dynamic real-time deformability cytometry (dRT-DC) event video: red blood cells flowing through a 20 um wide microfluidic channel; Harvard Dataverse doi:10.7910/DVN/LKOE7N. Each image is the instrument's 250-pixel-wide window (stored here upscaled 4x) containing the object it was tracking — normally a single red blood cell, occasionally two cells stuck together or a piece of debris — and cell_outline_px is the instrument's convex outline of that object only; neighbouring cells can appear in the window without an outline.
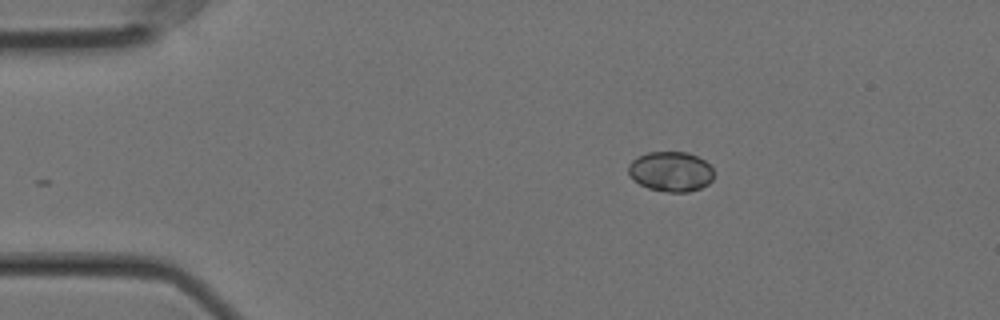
{"species": "Egyptian fruit bat (a non-hibernating species)", "species_latin": "Rousettus aegyptiacus", "temperature_condition": "cold", "stored_images_in_passage": 35, "camera_frame_rate_fps": 3000, "um_per_image_px": 0.085, "animal": {"sex": "female"}, "frame": {"image": 1, "passage_image": 1, "time_ms": 0.0, "image_size_px": [1000, 320], "cell_outline_px": [[712, 180], [708, 184], [700, 188], [688, 192], [668, 192], [648, 188], [632, 180], [628, 172], [628, 164], [632, 160], [648, 152], [688, 152], [704, 160], [712, 168]], "centroid_in_image_um": [57.0, 14.58], "position_along_channel_um": 28.0, "area_um2": 19.88}}
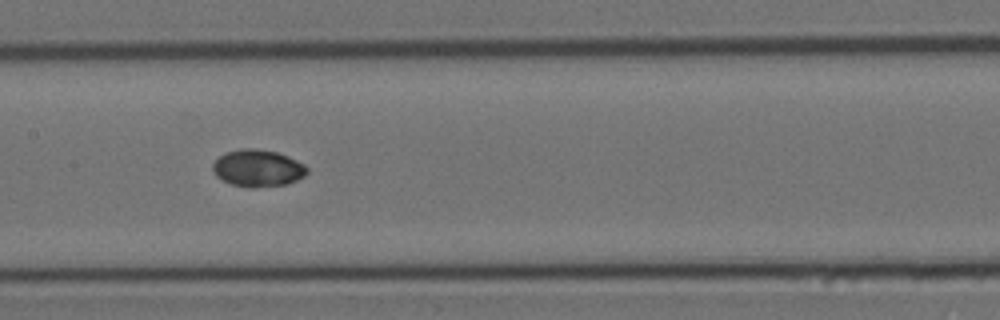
{"frame": {"image": 2, "passage_image": 19, "time_ms": 6.0, "image_size_px": [1000, 320], "cell_outline_px": [[308, 172], [304, 176], [296, 180], [284, 184], [252, 188], [248, 188], [232, 184], [216, 176], [212, 168], [212, 164], [220, 156], [228, 152], [240, 148], [256, 148], [276, 152], [288, 156], [304, 164], [308, 168]], "centroid_in_image_um": [21.91, 14.29], "position_along_channel_um": 185.5, "area_um2": 20.23}}
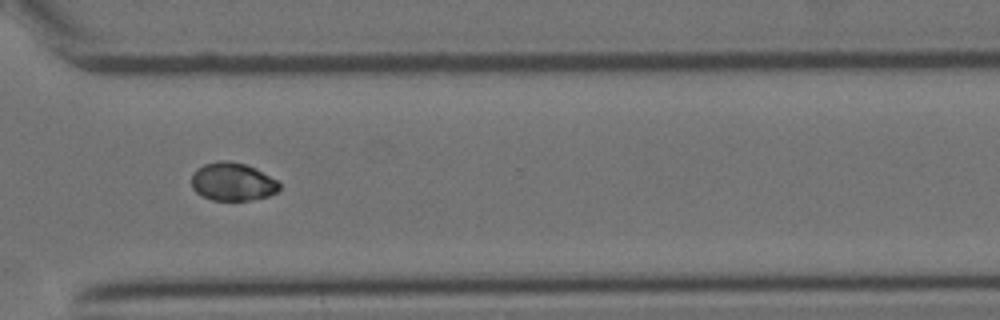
{"frame": {"image": 3, "passage_image": 33, "time_ms": 10.667, "image_size_px": [1000, 320], "cell_outline_px": [[280, 188], [276, 192], [268, 196], [252, 200], [212, 200], [200, 196], [192, 188], [192, 172], [196, 168], [204, 164], [220, 160], [228, 160], [244, 164], [256, 168], [276, 180], [280, 184]], "centroid_in_image_um": [19.74, 15.45], "position_along_channel_um": 350.9, "area_um2": 19.65}}